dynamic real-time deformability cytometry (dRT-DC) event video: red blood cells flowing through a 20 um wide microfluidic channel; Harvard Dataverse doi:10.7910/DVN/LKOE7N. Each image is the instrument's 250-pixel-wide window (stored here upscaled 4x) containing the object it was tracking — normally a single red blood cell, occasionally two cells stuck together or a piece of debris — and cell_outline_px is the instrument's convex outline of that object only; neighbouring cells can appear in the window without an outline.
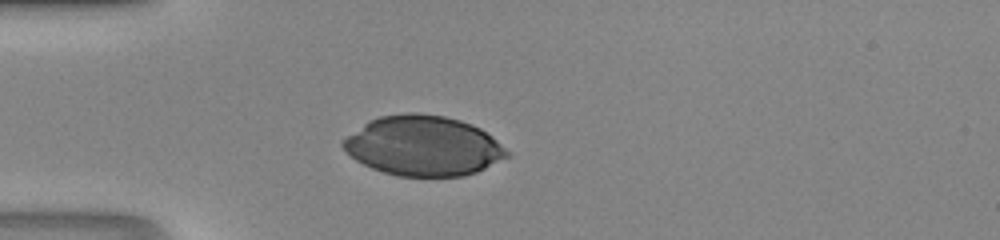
{"species": "human", "species_latin": "Homo sapiens", "temperature_condition": "room temperature", "stored_images_in_passage": 27, "camera_frame_rate_fps": 3000, "um_per_image_px": 0.085, "donor": {"sex": "male"}, "frame": {"image": 1, "passage_image": 1, "time_ms": 0.0, "image_size_px": [1000, 240], "cell_outline_px": [[512, 156], [476, 172], [464, 176], [396, 176], [372, 168], [356, 160], [340, 144], [340, 140], [368, 120], [380, 116], [408, 112], [416, 112], [444, 116], [460, 120], [472, 124], [480, 128], [496, 140]], "centroid_in_image_um": [35.97, 12.39], "position_along_channel_um": 49.0, "area_um2": 57.34}}